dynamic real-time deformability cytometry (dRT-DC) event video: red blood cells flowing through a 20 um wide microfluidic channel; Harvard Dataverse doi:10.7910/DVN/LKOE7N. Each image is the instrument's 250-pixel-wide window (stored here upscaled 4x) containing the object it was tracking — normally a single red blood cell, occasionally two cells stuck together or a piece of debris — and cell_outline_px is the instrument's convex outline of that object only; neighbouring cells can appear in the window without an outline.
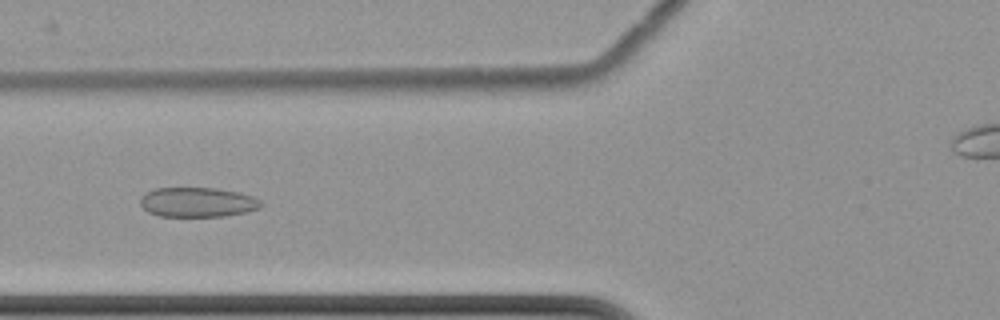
{"species": "common noctule bat (a hibernating species)", "species_latin": "Nyctalus noctula", "temperature_condition": "cold", "stored_images_in_passage": 58, "camera_frame_rate_fps": 3000, "um_per_image_px": 0.085, "animal": {"sex": "female", "body_mass_g": 22.7, "forearm_length_mm": 54.2}, "frame": {"image": 1, "passage_image": 27, "time_ms": 8.667, "image_size_px": [1000, 320], "cell_outline_px": [[264, 204], [260, 208], [244, 212], [224, 216], [160, 216], [148, 212], [140, 204], [140, 196], [156, 188], [216, 188], [240, 192], [252, 196], [260, 200]], "centroid_in_image_um": [16.8, 17.18], "position_along_channel_um": 109.0, "area_um2": 20.87}}
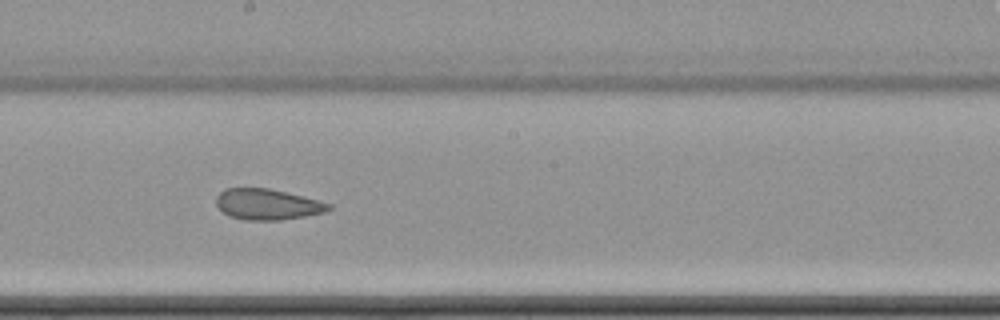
{"frame": {"image": 2, "passage_image": 37, "time_ms": 12.0, "image_size_px": [1000, 320], "cell_outline_px": [[332, 208], [324, 212], [304, 216], [280, 220], [244, 220], [228, 216], [216, 204], [216, 196], [224, 188], [268, 188], [304, 196], [332, 204]], "centroid_in_image_um": [22.72, 17.36], "position_along_channel_um": 225.5, "area_um2": 20.23}}
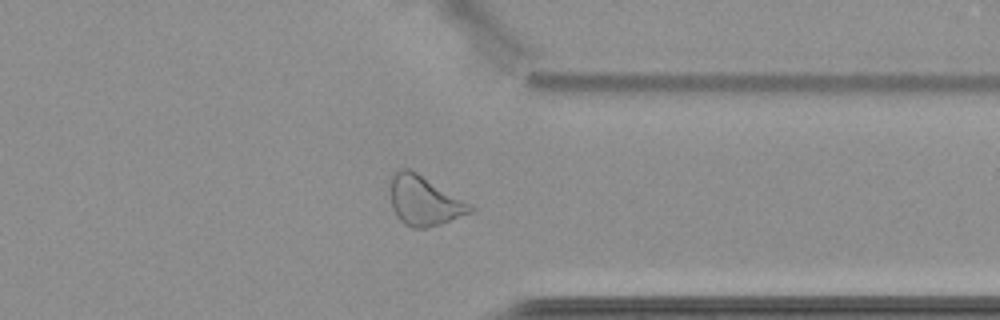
{"frame": {"image": 3, "passage_image": 50, "time_ms": 16.333, "image_size_px": [1000, 320], "cell_outline_px": [[476, 208], [472, 212], [440, 224], [428, 228], [412, 228], [404, 224], [396, 216], [392, 208], [388, 180], [388, 176], [392, 172], [400, 168], [408, 168], [416, 172]], "centroid_in_image_um": [35.96, 17.05], "position_along_channel_um": 375.4, "area_um2": 23.18}}